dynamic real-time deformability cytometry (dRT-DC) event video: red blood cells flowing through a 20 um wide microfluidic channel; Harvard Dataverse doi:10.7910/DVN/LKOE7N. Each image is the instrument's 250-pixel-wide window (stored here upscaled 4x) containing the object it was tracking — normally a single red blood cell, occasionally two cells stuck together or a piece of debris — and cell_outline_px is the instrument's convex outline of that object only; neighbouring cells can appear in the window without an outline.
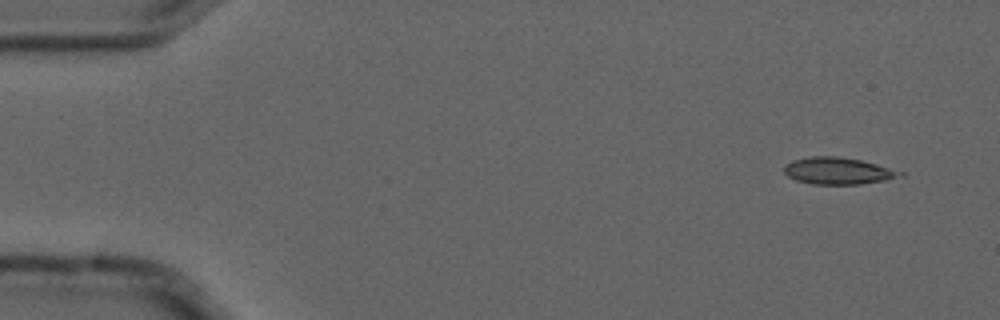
{"species": "common noctule bat (a hibernating species)", "species_latin": "Nyctalus noctula", "temperature_condition": "cold", "stored_images_in_passage": 6, "camera_frame_rate_fps": 3000, "um_per_image_px": 0.085, "animal": {"sex": "male", "forearm_length_mm": 52.5}, "frame": {"image": 1, "passage_image": 1, "time_ms": 0.0, "image_size_px": [1000, 320], "cell_outline_px": [[892, 176], [884, 180], [860, 184], [812, 184], [796, 180], [788, 176], [784, 172], [784, 164], [792, 160], [812, 156], [836, 156], [860, 160], [876, 164], [892, 172]], "centroid_in_image_um": [70.97, 14.51], "position_along_channel_um": 14.0, "area_um2": 17.22}}
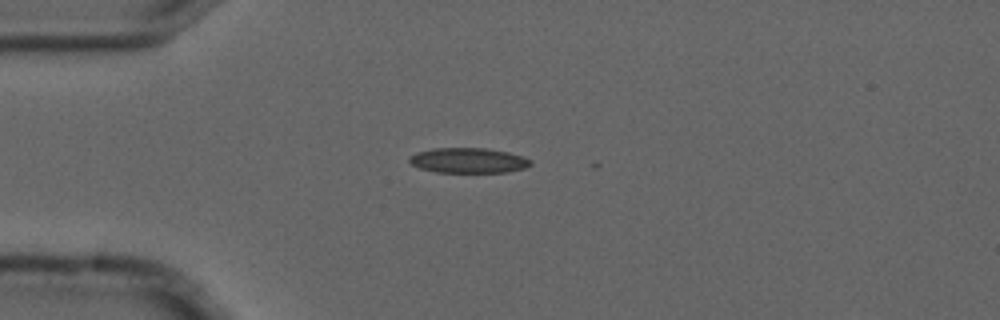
{"frame": {"image": 2, "passage_image": 4, "time_ms": 1.0, "image_size_px": [1000, 320], "cell_outline_px": [[532, 164], [524, 168], [508, 172], [436, 172], [420, 168], [412, 164], [408, 160], [408, 156], [416, 152], [432, 148], [488, 148], [508, 152], [524, 156], [532, 160]], "centroid_in_image_um": [39.81, 13.63], "position_along_channel_um": 45.2, "area_um2": 17.92}}
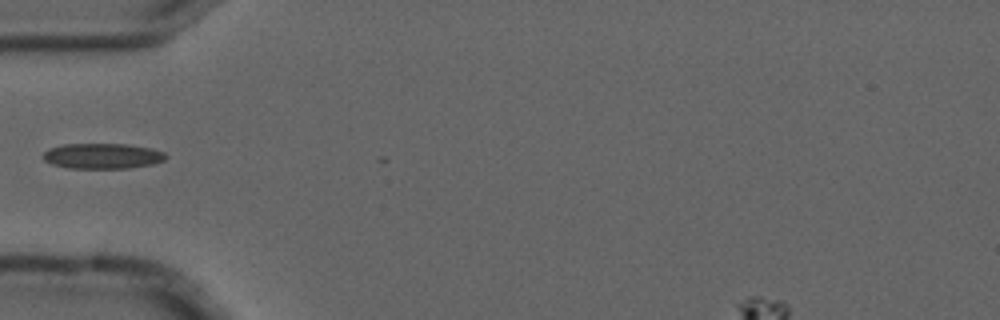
{"frame": {"image": 3, "passage_image": 5, "time_ms": 1.333, "image_size_px": [1000, 320], "cell_outline_px": [[168, 156], [164, 160], [152, 164], [128, 168], [68, 168], [52, 164], [44, 160], [40, 156], [48, 148], [64, 144], [128, 144], [152, 148], [164, 152]], "centroid_in_image_um": [8.69, 13.25], "position_along_channel_um": 76.3, "area_um2": 18.32}}